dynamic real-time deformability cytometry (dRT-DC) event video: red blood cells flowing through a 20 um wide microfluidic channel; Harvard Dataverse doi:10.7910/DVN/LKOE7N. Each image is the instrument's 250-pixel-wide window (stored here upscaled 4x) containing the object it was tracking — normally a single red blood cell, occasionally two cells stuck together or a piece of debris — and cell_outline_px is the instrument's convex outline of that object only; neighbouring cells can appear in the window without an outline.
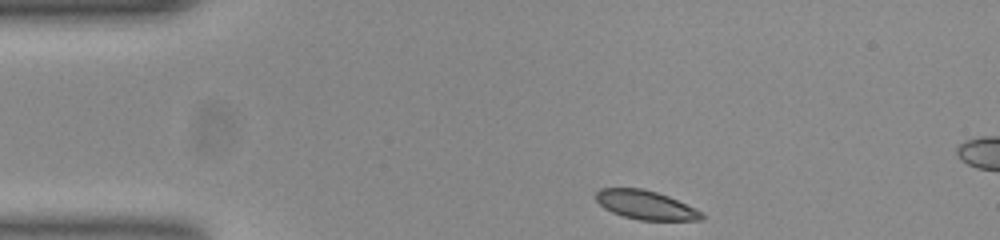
{"species": "common noctule bat (a hibernating species)", "species_latin": "Nyctalus noctula", "temperature_condition": "room temperature", "stored_images_in_passage": 45, "camera_frame_rate_fps": 3000, "um_per_image_px": 0.085, "animal": {"sex": "female", "body_mass_g": 23.0, "forearm_length_mm": 53.4}, "frame": {"image": 1, "passage_image": 1, "time_ms": 0.0, "image_size_px": [1000, 240], "cell_outline_px": [[704, 216], [700, 220], [640, 220], [624, 216], [612, 212], [604, 208], [596, 200], [596, 192], [600, 188], [640, 188], [656, 192], [668, 196], [696, 208]], "centroid_in_image_um": [54.86, 17.42], "position_along_channel_um": 30.1, "area_um2": 17.63}}
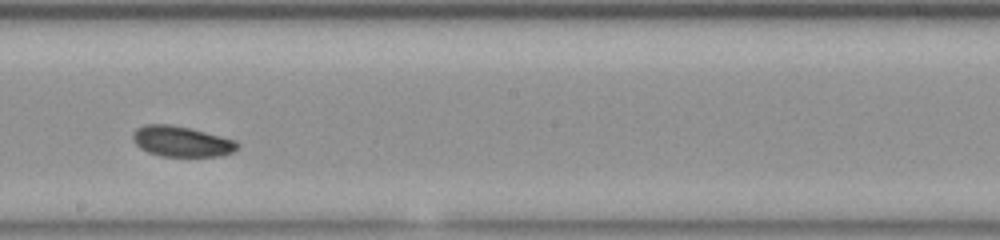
{"frame": {"image": 2, "passage_image": 21, "time_ms": 6.667, "image_size_px": [1000, 240], "cell_outline_px": [[240, 144], [232, 152], [220, 156], [160, 156], [148, 152], [140, 148], [136, 144], [132, 136], [136, 128], [144, 124], [168, 124], [188, 128], [236, 140]], "centroid_in_image_um": [15.41, 12.02], "position_along_channel_um": 232.8, "area_um2": 18.44}}
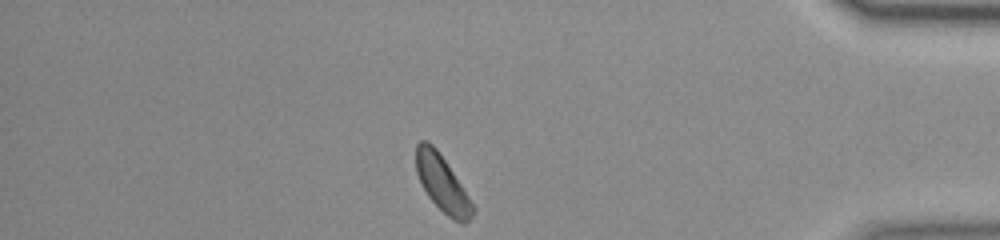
{"frame": {"image": 3, "passage_image": 37, "time_ms": 12.0, "image_size_px": [1000, 240], "cell_outline_px": [[476, 208], [472, 216], [464, 224], [460, 224], [452, 220], [428, 196], [416, 172], [416, 144], [420, 140], [428, 140], [436, 148]], "centroid_in_image_um": [37.59, 15.61], "position_along_channel_um": 397.6, "area_um2": 18.21}, "authors_computed_cell_mechanics": {"area_um2": 18.4382, "velocity_mm_per_s": 3.8088, "shape_relaxation_time_tau1_ms": 1.5865, "shape_relaxation_time_tau2_ms": null, "deformation_change_tau1": 0.0755, "deformation_change_tau2": null}}